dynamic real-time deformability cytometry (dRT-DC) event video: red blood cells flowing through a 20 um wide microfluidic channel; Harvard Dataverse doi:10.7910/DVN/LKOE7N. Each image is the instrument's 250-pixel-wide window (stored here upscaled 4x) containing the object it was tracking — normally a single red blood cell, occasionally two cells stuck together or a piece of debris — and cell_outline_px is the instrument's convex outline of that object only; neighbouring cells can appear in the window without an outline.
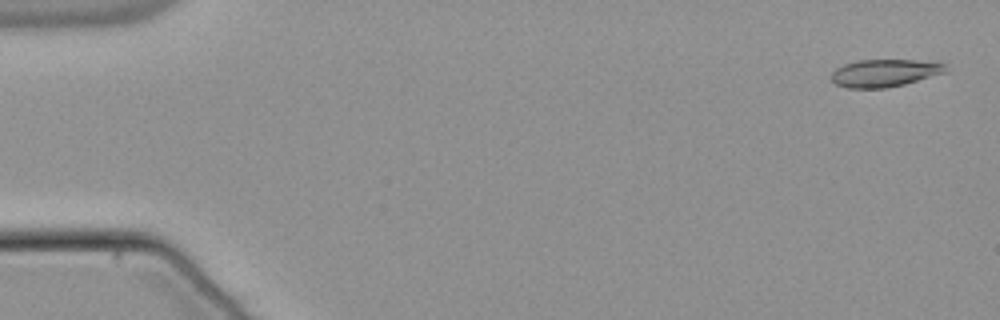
{"species": "common noctule bat (a hibernating species)", "species_latin": "Nyctalus noctula", "temperature_condition": "warm", "stored_images_in_passage": 54, "camera_frame_rate_fps": 3000, "um_per_image_px": 0.085, "animal": {"sex": "male", "body_mass_g": 21.5, "forearm_length_mm": 52.0}, "frame": {"image": 1, "passage_image": 2, "time_ms": 0.333, "image_size_px": [1000, 320], "cell_outline_px": [[948, 68], [944, 72], [904, 84], [884, 88], [848, 88], [836, 84], [832, 80], [832, 72], [836, 68], [844, 64], [860, 60], [936, 60], [944, 64]], "centroid_in_image_um": [75.21, 6.19], "position_along_channel_um": 9.8, "area_um2": 18.26}}
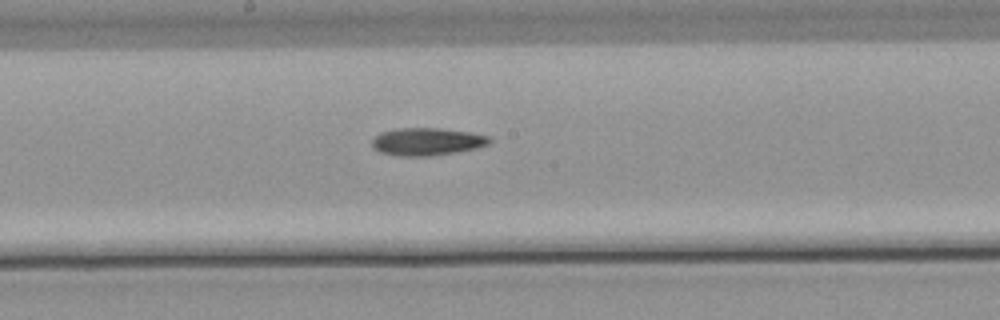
{"frame": {"image": 2, "passage_image": 29, "time_ms": 9.333, "image_size_px": [1000, 320], "cell_outline_px": [[492, 140], [488, 144], [476, 148], [456, 152], [432, 156], [400, 156], [380, 152], [372, 148], [372, 140], [380, 132], [396, 128], [440, 128], [468, 132], [492, 136]], "centroid_in_image_um": [36.29, 12.03], "position_along_channel_um": 211.9, "area_um2": 19.02}}
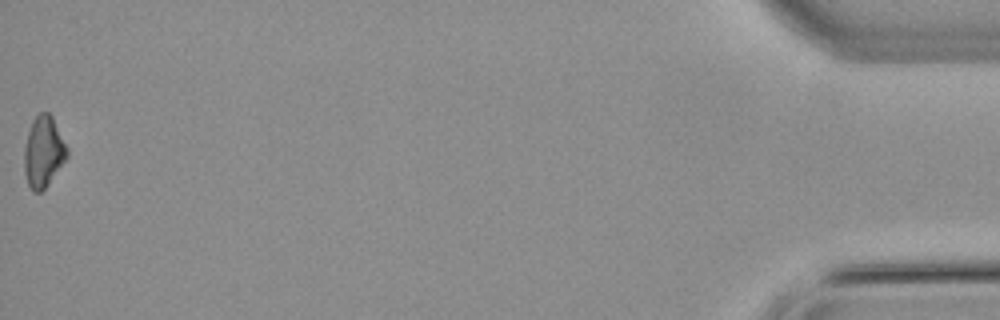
{"frame": {"image": 3, "passage_image": 54, "time_ms": 17.667, "image_size_px": [1000, 320], "cell_outline_px": [[68, 156], [48, 184], [40, 192], [32, 192], [28, 184], [24, 172], [24, 148], [28, 132], [32, 120], [40, 112], [48, 112], [52, 116], [68, 148]], "centroid_in_image_um": [3.69, 12.9], "position_along_channel_um": 431.5, "area_um2": 17.69}}